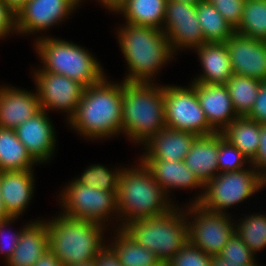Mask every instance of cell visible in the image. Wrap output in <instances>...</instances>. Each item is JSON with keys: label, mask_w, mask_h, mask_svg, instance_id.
Returning a JSON list of instances; mask_svg holds the SVG:
<instances>
[{"label": "cell", "mask_w": 266, "mask_h": 266, "mask_svg": "<svg viewBox=\"0 0 266 266\" xmlns=\"http://www.w3.org/2000/svg\"><path fill=\"white\" fill-rule=\"evenodd\" d=\"M225 44L233 74L266 81V41L235 32Z\"/></svg>", "instance_id": "obj_14"}, {"label": "cell", "mask_w": 266, "mask_h": 266, "mask_svg": "<svg viewBox=\"0 0 266 266\" xmlns=\"http://www.w3.org/2000/svg\"><path fill=\"white\" fill-rule=\"evenodd\" d=\"M31 172V170L0 172L1 197L11 217H18L31 198L34 181Z\"/></svg>", "instance_id": "obj_21"}, {"label": "cell", "mask_w": 266, "mask_h": 266, "mask_svg": "<svg viewBox=\"0 0 266 266\" xmlns=\"http://www.w3.org/2000/svg\"><path fill=\"white\" fill-rule=\"evenodd\" d=\"M211 266H257L254 264V261L251 263H247L244 265L239 264H233L230 261H227L225 259H222L219 255L218 256H212L211 258Z\"/></svg>", "instance_id": "obj_44"}, {"label": "cell", "mask_w": 266, "mask_h": 266, "mask_svg": "<svg viewBox=\"0 0 266 266\" xmlns=\"http://www.w3.org/2000/svg\"><path fill=\"white\" fill-rule=\"evenodd\" d=\"M11 216L8 214L4 203H3V199L1 197V192H0V220H4V219H8Z\"/></svg>", "instance_id": "obj_46"}, {"label": "cell", "mask_w": 266, "mask_h": 266, "mask_svg": "<svg viewBox=\"0 0 266 266\" xmlns=\"http://www.w3.org/2000/svg\"><path fill=\"white\" fill-rule=\"evenodd\" d=\"M120 176L121 172L119 171L111 173L104 166L92 165L76 181L82 185L117 193Z\"/></svg>", "instance_id": "obj_33"}, {"label": "cell", "mask_w": 266, "mask_h": 266, "mask_svg": "<svg viewBox=\"0 0 266 266\" xmlns=\"http://www.w3.org/2000/svg\"><path fill=\"white\" fill-rule=\"evenodd\" d=\"M41 111L38 94L0 89V127L15 129Z\"/></svg>", "instance_id": "obj_19"}, {"label": "cell", "mask_w": 266, "mask_h": 266, "mask_svg": "<svg viewBox=\"0 0 266 266\" xmlns=\"http://www.w3.org/2000/svg\"><path fill=\"white\" fill-rule=\"evenodd\" d=\"M49 249L63 266L95 259L102 247V224L62 215L46 223Z\"/></svg>", "instance_id": "obj_4"}, {"label": "cell", "mask_w": 266, "mask_h": 266, "mask_svg": "<svg viewBox=\"0 0 266 266\" xmlns=\"http://www.w3.org/2000/svg\"><path fill=\"white\" fill-rule=\"evenodd\" d=\"M219 256L236 265H244L254 261L253 252L243 243L236 233L231 236Z\"/></svg>", "instance_id": "obj_36"}, {"label": "cell", "mask_w": 266, "mask_h": 266, "mask_svg": "<svg viewBox=\"0 0 266 266\" xmlns=\"http://www.w3.org/2000/svg\"><path fill=\"white\" fill-rule=\"evenodd\" d=\"M150 83H121V131L126 132L136 142H147L166 126L164 87L155 88Z\"/></svg>", "instance_id": "obj_2"}, {"label": "cell", "mask_w": 266, "mask_h": 266, "mask_svg": "<svg viewBox=\"0 0 266 266\" xmlns=\"http://www.w3.org/2000/svg\"><path fill=\"white\" fill-rule=\"evenodd\" d=\"M235 32L252 39L266 41V0H246L241 22Z\"/></svg>", "instance_id": "obj_31"}, {"label": "cell", "mask_w": 266, "mask_h": 266, "mask_svg": "<svg viewBox=\"0 0 266 266\" xmlns=\"http://www.w3.org/2000/svg\"><path fill=\"white\" fill-rule=\"evenodd\" d=\"M36 45L45 64L43 71L61 74L85 87L98 83L104 77L99 63L78 45L55 38H40Z\"/></svg>", "instance_id": "obj_7"}, {"label": "cell", "mask_w": 266, "mask_h": 266, "mask_svg": "<svg viewBox=\"0 0 266 266\" xmlns=\"http://www.w3.org/2000/svg\"><path fill=\"white\" fill-rule=\"evenodd\" d=\"M212 4L224 19L236 29L241 22L246 0H206Z\"/></svg>", "instance_id": "obj_37"}, {"label": "cell", "mask_w": 266, "mask_h": 266, "mask_svg": "<svg viewBox=\"0 0 266 266\" xmlns=\"http://www.w3.org/2000/svg\"><path fill=\"white\" fill-rule=\"evenodd\" d=\"M255 168L258 166L266 170V124H261L260 144L256 157L251 161Z\"/></svg>", "instance_id": "obj_40"}, {"label": "cell", "mask_w": 266, "mask_h": 266, "mask_svg": "<svg viewBox=\"0 0 266 266\" xmlns=\"http://www.w3.org/2000/svg\"><path fill=\"white\" fill-rule=\"evenodd\" d=\"M261 124L244 117L233 120L223 131V137L238 148L249 161H252L259 149Z\"/></svg>", "instance_id": "obj_26"}, {"label": "cell", "mask_w": 266, "mask_h": 266, "mask_svg": "<svg viewBox=\"0 0 266 266\" xmlns=\"http://www.w3.org/2000/svg\"><path fill=\"white\" fill-rule=\"evenodd\" d=\"M235 229V233L241 238L243 243L255 253L266 246V217L263 215H253L246 218ZM237 231V232H236Z\"/></svg>", "instance_id": "obj_32"}, {"label": "cell", "mask_w": 266, "mask_h": 266, "mask_svg": "<svg viewBox=\"0 0 266 266\" xmlns=\"http://www.w3.org/2000/svg\"><path fill=\"white\" fill-rule=\"evenodd\" d=\"M101 2H103V5H105L109 0H100Z\"/></svg>", "instance_id": "obj_50"}, {"label": "cell", "mask_w": 266, "mask_h": 266, "mask_svg": "<svg viewBox=\"0 0 266 266\" xmlns=\"http://www.w3.org/2000/svg\"><path fill=\"white\" fill-rule=\"evenodd\" d=\"M70 124L84 136L101 138L118 134L122 125V85L98 83L85 87Z\"/></svg>", "instance_id": "obj_1"}, {"label": "cell", "mask_w": 266, "mask_h": 266, "mask_svg": "<svg viewBox=\"0 0 266 266\" xmlns=\"http://www.w3.org/2000/svg\"><path fill=\"white\" fill-rule=\"evenodd\" d=\"M150 170L154 180L163 188H190L204 185L186 166L184 161L141 160Z\"/></svg>", "instance_id": "obj_25"}, {"label": "cell", "mask_w": 266, "mask_h": 266, "mask_svg": "<svg viewBox=\"0 0 266 266\" xmlns=\"http://www.w3.org/2000/svg\"><path fill=\"white\" fill-rule=\"evenodd\" d=\"M196 13L205 42L225 43L235 33V29L206 0L196 4Z\"/></svg>", "instance_id": "obj_28"}, {"label": "cell", "mask_w": 266, "mask_h": 266, "mask_svg": "<svg viewBox=\"0 0 266 266\" xmlns=\"http://www.w3.org/2000/svg\"><path fill=\"white\" fill-rule=\"evenodd\" d=\"M154 266H170L168 261H158Z\"/></svg>", "instance_id": "obj_49"}, {"label": "cell", "mask_w": 266, "mask_h": 266, "mask_svg": "<svg viewBox=\"0 0 266 266\" xmlns=\"http://www.w3.org/2000/svg\"><path fill=\"white\" fill-rule=\"evenodd\" d=\"M265 184V171L241 169L223 172L204 185L206 192L196 199V203L210 211L222 213L224 208L243 201Z\"/></svg>", "instance_id": "obj_8"}, {"label": "cell", "mask_w": 266, "mask_h": 266, "mask_svg": "<svg viewBox=\"0 0 266 266\" xmlns=\"http://www.w3.org/2000/svg\"><path fill=\"white\" fill-rule=\"evenodd\" d=\"M166 127L207 136L216 133L201 108L196 90L182 87H164Z\"/></svg>", "instance_id": "obj_9"}, {"label": "cell", "mask_w": 266, "mask_h": 266, "mask_svg": "<svg viewBox=\"0 0 266 266\" xmlns=\"http://www.w3.org/2000/svg\"><path fill=\"white\" fill-rule=\"evenodd\" d=\"M96 266H122L118 257L109 247H105L98 253L95 258Z\"/></svg>", "instance_id": "obj_41"}, {"label": "cell", "mask_w": 266, "mask_h": 266, "mask_svg": "<svg viewBox=\"0 0 266 266\" xmlns=\"http://www.w3.org/2000/svg\"><path fill=\"white\" fill-rule=\"evenodd\" d=\"M246 117L260 124H266V81L261 82L254 106Z\"/></svg>", "instance_id": "obj_38"}, {"label": "cell", "mask_w": 266, "mask_h": 266, "mask_svg": "<svg viewBox=\"0 0 266 266\" xmlns=\"http://www.w3.org/2000/svg\"><path fill=\"white\" fill-rule=\"evenodd\" d=\"M261 82L254 78L233 74L225 84L239 117L247 116L252 110Z\"/></svg>", "instance_id": "obj_29"}, {"label": "cell", "mask_w": 266, "mask_h": 266, "mask_svg": "<svg viewBox=\"0 0 266 266\" xmlns=\"http://www.w3.org/2000/svg\"><path fill=\"white\" fill-rule=\"evenodd\" d=\"M11 28L16 30V14L0 0V37L9 33Z\"/></svg>", "instance_id": "obj_39"}, {"label": "cell", "mask_w": 266, "mask_h": 266, "mask_svg": "<svg viewBox=\"0 0 266 266\" xmlns=\"http://www.w3.org/2000/svg\"><path fill=\"white\" fill-rule=\"evenodd\" d=\"M41 110L57 108L70 113V119L82 99L85 86L61 74L43 70L35 74Z\"/></svg>", "instance_id": "obj_13"}, {"label": "cell", "mask_w": 266, "mask_h": 266, "mask_svg": "<svg viewBox=\"0 0 266 266\" xmlns=\"http://www.w3.org/2000/svg\"><path fill=\"white\" fill-rule=\"evenodd\" d=\"M33 163L15 130L0 127V172L31 170Z\"/></svg>", "instance_id": "obj_27"}, {"label": "cell", "mask_w": 266, "mask_h": 266, "mask_svg": "<svg viewBox=\"0 0 266 266\" xmlns=\"http://www.w3.org/2000/svg\"><path fill=\"white\" fill-rule=\"evenodd\" d=\"M197 137L194 133L165 126L146 142L148 153L142 160L183 161Z\"/></svg>", "instance_id": "obj_18"}, {"label": "cell", "mask_w": 266, "mask_h": 266, "mask_svg": "<svg viewBox=\"0 0 266 266\" xmlns=\"http://www.w3.org/2000/svg\"><path fill=\"white\" fill-rule=\"evenodd\" d=\"M167 0H109L105 6L124 12L127 23L159 28L164 22Z\"/></svg>", "instance_id": "obj_23"}, {"label": "cell", "mask_w": 266, "mask_h": 266, "mask_svg": "<svg viewBox=\"0 0 266 266\" xmlns=\"http://www.w3.org/2000/svg\"><path fill=\"white\" fill-rule=\"evenodd\" d=\"M80 0H28L16 13V30L29 33L44 30L67 17Z\"/></svg>", "instance_id": "obj_15"}, {"label": "cell", "mask_w": 266, "mask_h": 266, "mask_svg": "<svg viewBox=\"0 0 266 266\" xmlns=\"http://www.w3.org/2000/svg\"><path fill=\"white\" fill-rule=\"evenodd\" d=\"M165 194L166 191L154 180L144 163L140 169L121 170L117 211L128 216L127 223L164 214L173 208L165 202Z\"/></svg>", "instance_id": "obj_5"}, {"label": "cell", "mask_w": 266, "mask_h": 266, "mask_svg": "<svg viewBox=\"0 0 266 266\" xmlns=\"http://www.w3.org/2000/svg\"><path fill=\"white\" fill-rule=\"evenodd\" d=\"M196 48L204 68V74L200 75L195 83L226 84L233 75L226 44L205 42Z\"/></svg>", "instance_id": "obj_24"}, {"label": "cell", "mask_w": 266, "mask_h": 266, "mask_svg": "<svg viewBox=\"0 0 266 266\" xmlns=\"http://www.w3.org/2000/svg\"><path fill=\"white\" fill-rule=\"evenodd\" d=\"M211 258L188 241L168 262L170 266H211Z\"/></svg>", "instance_id": "obj_35"}, {"label": "cell", "mask_w": 266, "mask_h": 266, "mask_svg": "<svg viewBox=\"0 0 266 266\" xmlns=\"http://www.w3.org/2000/svg\"><path fill=\"white\" fill-rule=\"evenodd\" d=\"M5 4L16 14L28 0H3Z\"/></svg>", "instance_id": "obj_45"}, {"label": "cell", "mask_w": 266, "mask_h": 266, "mask_svg": "<svg viewBox=\"0 0 266 266\" xmlns=\"http://www.w3.org/2000/svg\"><path fill=\"white\" fill-rule=\"evenodd\" d=\"M200 105L209 125L217 132L223 131L239 116L234 110L225 84H203L193 82ZM222 125L221 127H218ZM222 130H218V128Z\"/></svg>", "instance_id": "obj_16"}, {"label": "cell", "mask_w": 266, "mask_h": 266, "mask_svg": "<svg viewBox=\"0 0 266 266\" xmlns=\"http://www.w3.org/2000/svg\"><path fill=\"white\" fill-rule=\"evenodd\" d=\"M219 132L207 136H198L184 158L186 166L205 185L218 171Z\"/></svg>", "instance_id": "obj_20"}, {"label": "cell", "mask_w": 266, "mask_h": 266, "mask_svg": "<svg viewBox=\"0 0 266 266\" xmlns=\"http://www.w3.org/2000/svg\"><path fill=\"white\" fill-rule=\"evenodd\" d=\"M192 206L190 212L198 217L188 225L189 242L209 256H218L235 233L233 224L224 212L210 211L196 202Z\"/></svg>", "instance_id": "obj_10"}, {"label": "cell", "mask_w": 266, "mask_h": 266, "mask_svg": "<svg viewBox=\"0 0 266 266\" xmlns=\"http://www.w3.org/2000/svg\"><path fill=\"white\" fill-rule=\"evenodd\" d=\"M65 212L70 218L94 221L102 224L110 211L117 210V193L82 185L75 181L63 193ZM102 220V221H101Z\"/></svg>", "instance_id": "obj_11"}, {"label": "cell", "mask_w": 266, "mask_h": 266, "mask_svg": "<svg viewBox=\"0 0 266 266\" xmlns=\"http://www.w3.org/2000/svg\"><path fill=\"white\" fill-rule=\"evenodd\" d=\"M165 31L171 50L174 46L198 47L204 41V36L198 22L196 5L177 0H167L165 10ZM167 31V33H166ZM178 45V46H177Z\"/></svg>", "instance_id": "obj_12"}, {"label": "cell", "mask_w": 266, "mask_h": 266, "mask_svg": "<svg viewBox=\"0 0 266 266\" xmlns=\"http://www.w3.org/2000/svg\"><path fill=\"white\" fill-rule=\"evenodd\" d=\"M70 266H96V260L92 259L90 261H86V262H82V263H78V264H74Z\"/></svg>", "instance_id": "obj_47"}, {"label": "cell", "mask_w": 266, "mask_h": 266, "mask_svg": "<svg viewBox=\"0 0 266 266\" xmlns=\"http://www.w3.org/2000/svg\"><path fill=\"white\" fill-rule=\"evenodd\" d=\"M177 1H182V2H185V3H190V4H193V5H196L197 3L203 1V0H177Z\"/></svg>", "instance_id": "obj_48"}, {"label": "cell", "mask_w": 266, "mask_h": 266, "mask_svg": "<svg viewBox=\"0 0 266 266\" xmlns=\"http://www.w3.org/2000/svg\"><path fill=\"white\" fill-rule=\"evenodd\" d=\"M247 157L228 140H226L222 133L219 132V152L217 156L218 168L222 169L220 172H233L243 169L242 165L245 163Z\"/></svg>", "instance_id": "obj_34"}, {"label": "cell", "mask_w": 266, "mask_h": 266, "mask_svg": "<svg viewBox=\"0 0 266 266\" xmlns=\"http://www.w3.org/2000/svg\"><path fill=\"white\" fill-rule=\"evenodd\" d=\"M175 211L124 223L122 230L159 261H169L189 241L188 224Z\"/></svg>", "instance_id": "obj_6"}, {"label": "cell", "mask_w": 266, "mask_h": 266, "mask_svg": "<svg viewBox=\"0 0 266 266\" xmlns=\"http://www.w3.org/2000/svg\"><path fill=\"white\" fill-rule=\"evenodd\" d=\"M119 41L131 69L125 82H147L173 54L163 30L127 23Z\"/></svg>", "instance_id": "obj_3"}, {"label": "cell", "mask_w": 266, "mask_h": 266, "mask_svg": "<svg viewBox=\"0 0 266 266\" xmlns=\"http://www.w3.org/2000/svg\"><path fill=\"white\" fill-rule=\"evenodd\" d=\"M46 115V111L41 110L14 129L35 162L47 160L54 150V130Z\"/></svg>", "instance_id": "obj_17"}, {"label": "cell", "mask_w": 266, "mask_h": 266, "mask_svg": "<svg viewBox=\"0 0 266 266\" xmlns=\"http://www.w3.org/2000/svg\"><path fill=\"white\" fill-rule=\"evenodd\" d=\"M33 266H63L60 260L49 250H47Z\"/></svg>", "instance_id": "obj_43"}, {"label": "cell", "mask_w": 266, "mask_h": 266, "mask_svg": "<svg viewBox=\"0 0 266 266\" xmlns=\"http://www.w3.org/2000/svg\"><path fill=\"white\" fill-rule=\"evenodd\" d=\"M15 218H17V217H10V218H8V219H4V220H0V234L2 235L3 234V228L6 226V224L8 225L9 224V222L11 221V220H14ZM21 234H22V231H20L18 234H14V235H11L9 238H10V240L11 241H9V242H7L8 243V247H7V250L5 249L6 247H1L0 248V250H1V252L3 251V253H4V251H5V254L7 255L6 256V258H7V260L12 256V254H13V252L15 251V249H16V246H17V244H18V242H19V240H20V237H21ZM0 235V236H1ZM6 241V240H5ZM3 243H1V245H2ZM5 245V244H4Z\"/></svg>", "instance_id": "obj_42"}, {"label": "cell", "mask_w": 266, "mask_h": 266, "mask_svg": "<svg viewBox=\"0 0 266 266\" xmlns=\"http://www.w3.org/2000/svg\"><path fill=\"white\" fill-rule=\"evenodd\" d=\"M110 248L122 266H154L159 260L150 250L136 243L122 229Z\"/></svg>", "instance_id": "obj_30"}, {"label": "cell", "mask_w": 266, "mask_h": 266, "mask_svg": "<svg viewBox=\"0 0 266 266\" xmlns=\"http://www.w3.org/2000/svg\"><path fill=\"white\" fill-rule=\"evenodd\" d=\"M49 250V235L44 221L33 222L23 227L20 240L12 256L10 266H33Z\"/></svg>", "instance_id": "obj_22"}]
</instances>
